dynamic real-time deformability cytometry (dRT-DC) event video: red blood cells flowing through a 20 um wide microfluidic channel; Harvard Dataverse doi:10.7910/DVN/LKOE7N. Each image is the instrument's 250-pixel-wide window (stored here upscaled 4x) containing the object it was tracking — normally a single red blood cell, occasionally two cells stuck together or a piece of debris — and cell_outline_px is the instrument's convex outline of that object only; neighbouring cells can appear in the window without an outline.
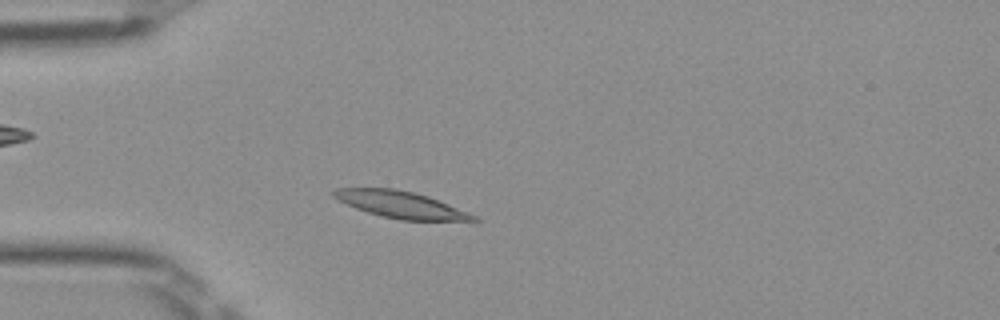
{"species": "Egyptian fruit bat (a non-hibernating species)", "species_latin": "Rousettus aegyptiacus", "temperature_condition": "room temperature", "stored_images_in_passage": 45, "camera_frame_rate_fps": 3000, "um_per_image_px": 0.085, "frame": {"image": 1, "passage_image": 8, "time_ms": 2.333, "image_size_px": [1000, 320], "cell_outline_px": [[480, 220], [400, 220], [368, 212], [356, 208], [332, 196], [332, 192], [336, 188], [396, 188], [428, 196], [468, 212], [476, 216]], "centroid_in_image_um": [34.05, 17.38], "position_along_channel_um": 51.0, "area_um2": 21.33}}
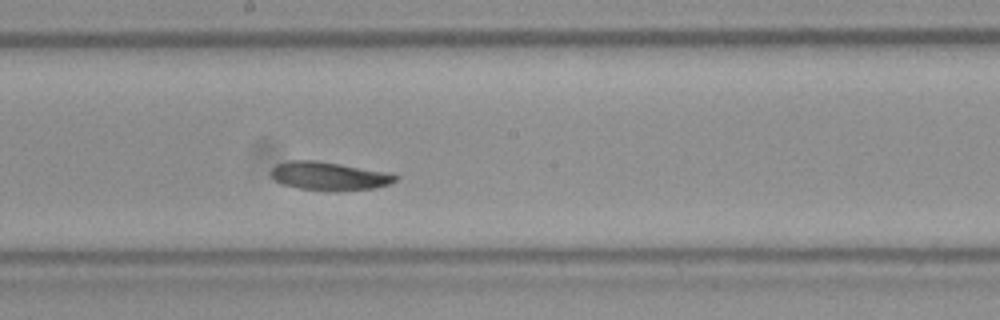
{"frame": {"image": 2, "passage_image": 22, "time_ms": 7.0, "image_size_px": [1000, 320], "cell_outline_px": [[400, 176], [396, 180], [388, 184], [376, 188], [340, 192], [300, 188], [284, 184], [276, 180], [272, 176], [272, 168], [276, 164], [288, 160], [316, 160], [392, 172]], "centroid_in_image_um": [28.06, 14.96], "position_along_channel_um": 220.1, "area_um2": 20.87}}
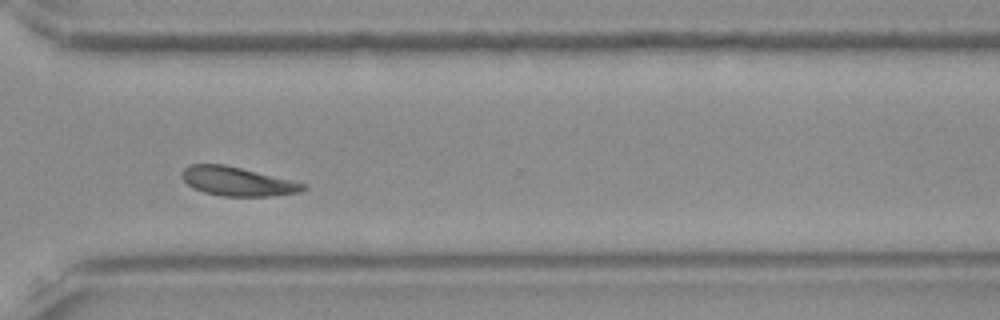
{"frame": {"image": 3, "passage_image": 32, "time_ms": 10.333, "image_size_px": [1000, 320], "cell_outline_px": [[308, 188], [300, 192], [272, 196], [220, 196], [204, 192], [192, 188], [180, 176], [180, 172], [184, 168], [192, 164], [224, 164], [292, 180], [308, 184]], "centroid_in_image_um": [20.18, 15.42], "position_along_channel_um": 350.4, "area_um2": 20.58}, "authors_computed_cell_mechanics": {"area_um2": 20.8658, "velocity_mm_per_s": 3.9099, "shape_relaxation_time_tau1_ms": 2.4841, "shape_relaxation_time_tau2_ms": 3.3751, "deformation_change_tau1": 0.1065, "deformation_change_tau2": 0.0961}}